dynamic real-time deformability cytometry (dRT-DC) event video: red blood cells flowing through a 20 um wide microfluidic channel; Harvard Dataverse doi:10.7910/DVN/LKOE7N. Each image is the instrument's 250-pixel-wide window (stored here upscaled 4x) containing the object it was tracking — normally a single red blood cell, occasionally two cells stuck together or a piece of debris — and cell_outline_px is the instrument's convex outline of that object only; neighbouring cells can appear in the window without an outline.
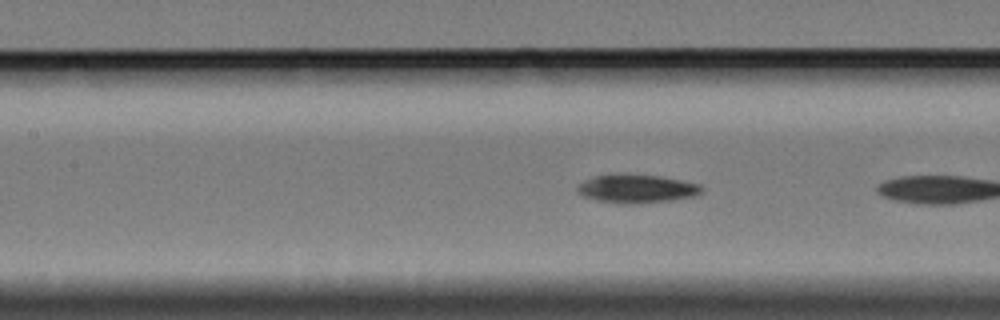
{"species": "Egyptian fruit bat (a non-hibernating species)", "species_latin": "Rousettus aegyptiacus", "temperature_condition": "cold", "stored_images_in_passage": 17, "camera_frame_rate_fps": 3000, "um_per_image_px": 0.085, "animal": {"sex": "female"}, "frame": {"image": 1, "passage_image": 8, "time_ms": 2.333, "image_size_px": [1000, 320], "cell_outline_px": [[704, 192], [696, 196], [672, 200], [632, 204], [624, 204], [596, 200], [584, 196], [576, 188], [584, 180], [592, 176], [616, 172], [624, 172], [660, 176], [700, 184], [704, 188]], "centroid_in_image_um": [54.13, 16.01], "position_along_channel_um": 153.3, "area_um2": 21.15}}